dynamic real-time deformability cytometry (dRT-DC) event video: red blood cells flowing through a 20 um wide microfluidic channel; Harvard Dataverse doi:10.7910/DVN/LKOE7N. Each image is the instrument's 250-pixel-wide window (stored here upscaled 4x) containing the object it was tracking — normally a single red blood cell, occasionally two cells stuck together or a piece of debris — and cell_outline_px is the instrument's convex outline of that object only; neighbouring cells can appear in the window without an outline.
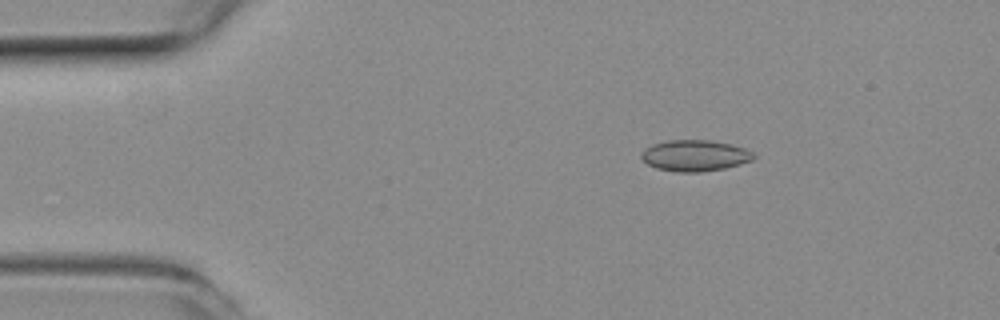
{"species": "common noctule bat (a hibernating species)", "species_latin": "Nyctalus noctula", "temperature_condition": "room temperature", "stored_images_in_passage": 51, "camera_frame_rate_fps": 3000, "um_per_image_px": 0.085, "animal": {"sex": "female", "body_mass_g": 19.3, "forearm_length_mm": 54.1}, "frame": {"image": 1, "passage_image": 8, "time_ms": 2.333, "image_size_px": [1000, 320], "cell_outline_px": [[756, 156], [752, 160], [740, 164], [724, 168], [700, 172], [676, 172], [656, 168], [648, 164], [640, 156], [640, 152], [644, 148], [652, 144], [668, 140], [712, 140], [732, 144], [744, 148], [752, 152]], "centroid_in_image_um": [59.05, 13.22], "position_along_channel_um": 26.0, "area_um2": 20.52}}
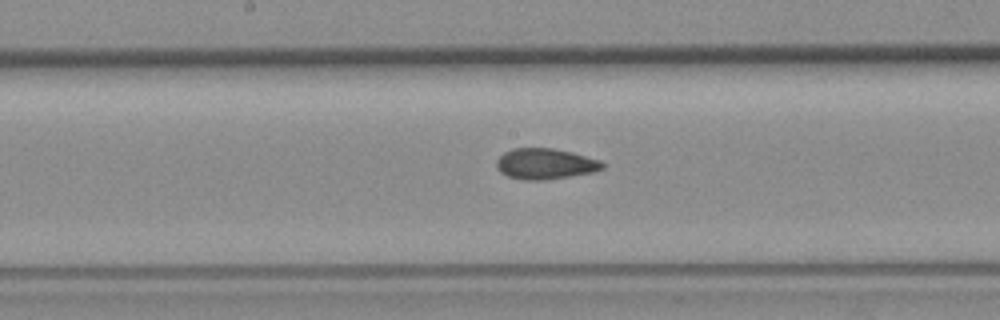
{"frame": {"image": 2, "passage_image": 26, "time_ms": 8.333, "image_size_px": [1000, 320], "cell_outline_px": [[604, 168], [592, 172], [544, 180], [524, 180], [508, 176], [500, 172], [496, 168], [496, 160], [504, 152], [512, 148], [552, 148], [572, 152], [600, 160], [604, 164]], "centroid_in_image_um": [46.31, 13.92], "position_along_channel_um": 201.9, "area_um2": 18.96}}
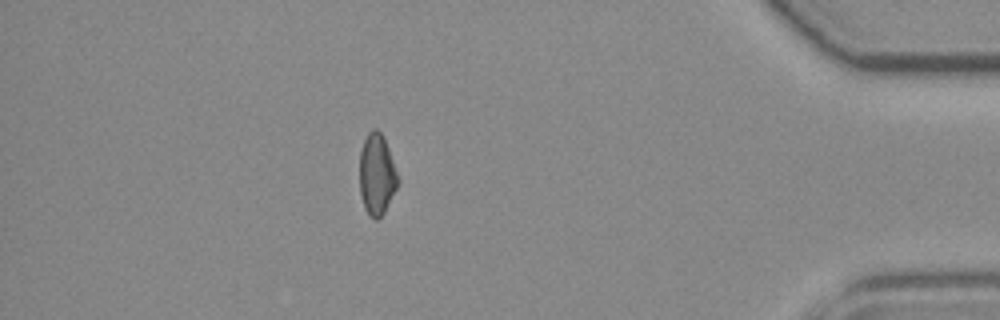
{"frame": {"image": 3, "passage_image": 45, "time_ms": 14.667, "image_size_px": [1000, 320], "cell_outline_px": [[400, 184], [384, 212], [376, 220], [368, 216], [364, 208], [360, 192], [360, 152], [364, 140], [368, 132], [372, 128], [376, 128], [384, 136], [400, 180]], "centroid_in_image_um": [32.04, 14.83], "position_along_channel_um": 403.2, "area_um2": 18.38}, "authors_computed_cell_mechanics": {"area_um2": 18.8428, "velocity_mm_per_s": 3.9586, "shape_relaxation_time_tau1_ms": null, "shape_relaxation_time_tau2_ms": 2.5824, "deformation_change_tau1": null, "deformation_change_tau2": 0.0646}}